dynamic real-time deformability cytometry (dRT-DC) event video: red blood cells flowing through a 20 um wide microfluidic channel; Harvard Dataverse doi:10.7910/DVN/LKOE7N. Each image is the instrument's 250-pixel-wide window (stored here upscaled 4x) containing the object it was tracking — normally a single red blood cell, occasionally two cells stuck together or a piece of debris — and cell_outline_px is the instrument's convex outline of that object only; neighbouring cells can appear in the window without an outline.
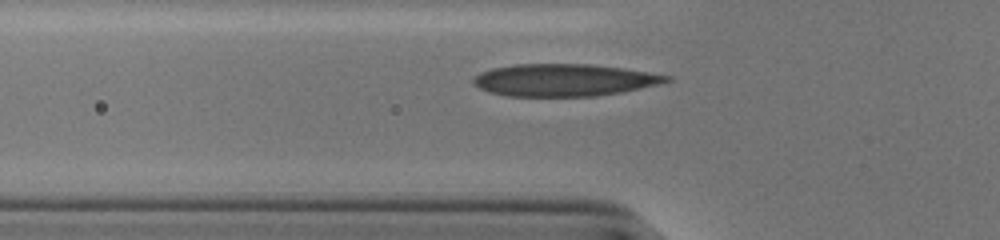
{"species": "human", "species_latin": "Homo sapiens", "temperature_condition": "cold", "stored_images_in_passage": 32, "camera_frame_rate_fps": 3000, "um_per_image_px": 0.085, "donor": {"sex": "male"}, "frame": {"image": 1, "passage_image": 8, "time_ms": 2.333, "image_size_px": [1000, 240], "cell_outline_px": [[672, 80], [660, 84], [620, 92], [596, 96], [508, 96], [488, 92], [472, 84], [472, 80], [480, 72], [492, 68], [516, 64], [588, 64], [620, 68], [672, 76]], "centroid_in_image_um": [47.91, 6.81], "position_along_channel_um": 77.9, "area_um2": 36.13}}
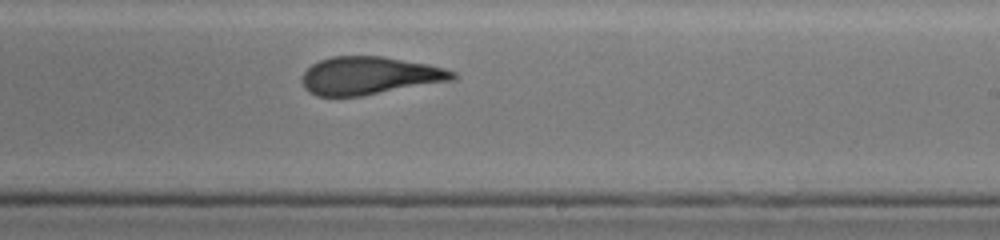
{"frame": {"image": 2, "passage_image": 22, "time_ms": 7.0, "image_size_px": [1000, 240], "cell_outline_px": [[456, 80], [360, 96], [316, 96], [308, 92], [304, 88], [300, 80], [304, 72], [312, 64], [320, 60], [332, 56], [384, 56], [428, 64], [444, 68], [456, 72]], "centroid_in_image_um": [31.41, 6.43], "position_along_channel_um": 257.6, "area_um2": 33.47}}
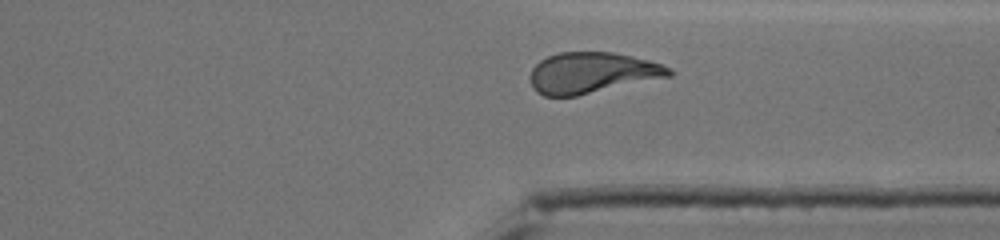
{"frame": {"image": 3, "passage_image": 30, "time_ms": 9.667, "image_size_px": [1000, 240], "cell_outline_px": [[672, 76], [576, 96], [544, 96], [536, 92], [532, 88], [532, 68], [540, 60], [548, 56], [560, 52], [612, 52], [632, 56], [648, 60], [672, 68]], "centroid_in_image_um": [50.33, 6.19], "position_along_channel_um": 361.1, "area_um2": 33.0}, "authors_computed_cell_mechanics": {"area_um2": 34.0153, "velocity_mm_per_s": 3.8692, "shape_relaxation_time_tau1_ms": 9.3325, "shape_relaxation_time_tau2_ms": 1.7788, "deformation_change_tau1": 0.2744, "deformation_change_tau2": 0.0974}}